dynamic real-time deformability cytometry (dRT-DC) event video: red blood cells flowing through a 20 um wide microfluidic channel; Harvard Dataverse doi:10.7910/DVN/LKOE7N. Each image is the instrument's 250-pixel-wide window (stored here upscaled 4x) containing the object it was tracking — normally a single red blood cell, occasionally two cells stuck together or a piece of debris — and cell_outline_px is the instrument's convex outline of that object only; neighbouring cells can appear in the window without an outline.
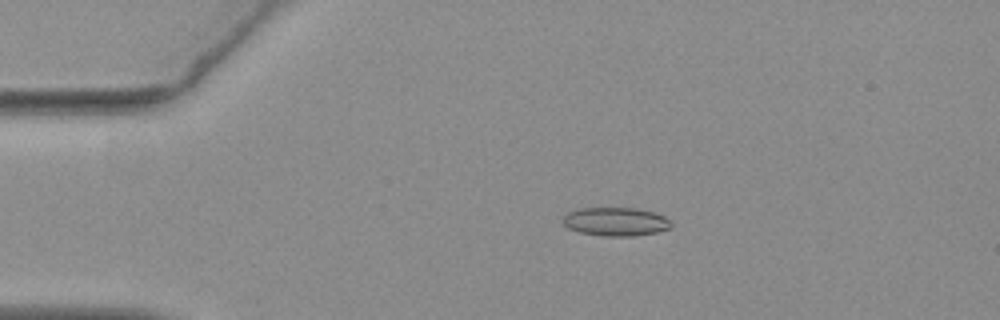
{"species": "common noctule bat (a hibernating species)", "species_latin": "Nyctalus noctula", "temperature_condition": "warm", "stored_images_in_passage": 53, "camera_frame_rate_fps": 3000, "um_per_image_px": 0.085, "animal": {"sex": "female", "body_mass_g": 19.3, "forearm_length_mm": 54.1}, "frame": {"image": 1, "passage_image": 9, "time_ms": 2.667, "image_size_px": [1000, 320], "cell_outline_px": [[672, 228], [656, 232], [632, 236], [604, 236], [580, 232], [568, 228], [560, 220], [568, 212], [576, 208], [636, 208], [652, 212], [664, 216], [672, 224]], "centroid_in_image_um": [52.3, 18.83], "position_along_channel_um": 32.7, "area_um2": 18.03}}
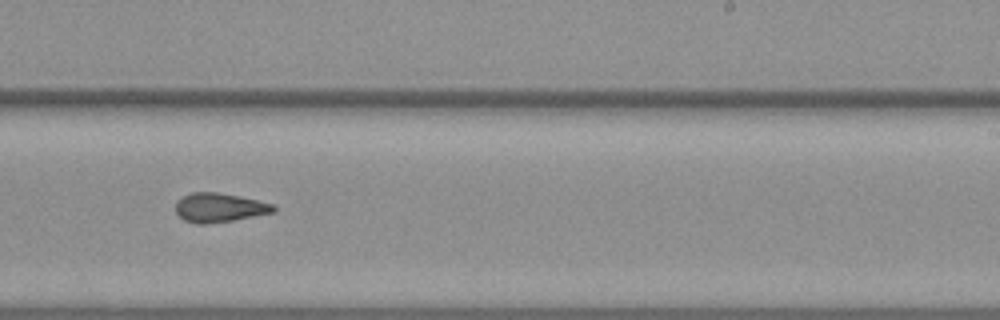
{"frame": {"image": 2, "passage_image": 32, "time_ms": 10.333, "image_size_px": [1000, 320], "cell_outline_px": [[276, 212], [232, 220], [208, 224], [196, 224], [184, 220], [176, 212], [176, 200], [192, 192], [216, 192], [256, 200], [272, 204], [276, 208]], "centroid_in_image_um": [18.62, 17.65], "position_along_channel_um": 270.4, "area_um2": 16.42}}
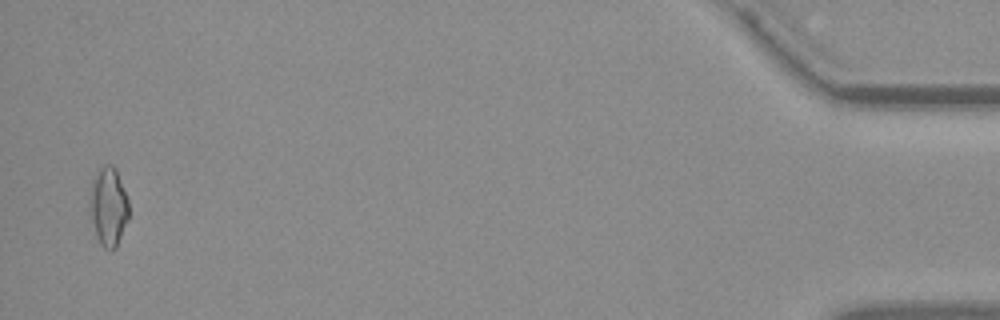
{"frame": {"image": 3, "passage_image": 52, "time_ms": 17.0, "image_size_px": [1000, 320], "cell_outline_px": [[128, 220], [116, 248], [112, 252], [104, 248], [100, 244], [96, 236], [88, 208], [88, 196], [92, 180], [100, 168], [104, 164], [112, 164], [116, 168], [128, 200]], "centroid_in_image_um": [9.19, 17.57], "position_along_channel_um": 426.0, "area_um2": 18.32}, "authors_computed_cell_mechanics": {"area_um2": 16.8198, "velocity_mm_per_s": 3.7134, "shape_relaxation_time_tau1_ms": null, "shape_relaxation_time_tau2_ms": 3.2041, "deformation_change_tau1": null, "deformation_change_tau2": 0.1024}}